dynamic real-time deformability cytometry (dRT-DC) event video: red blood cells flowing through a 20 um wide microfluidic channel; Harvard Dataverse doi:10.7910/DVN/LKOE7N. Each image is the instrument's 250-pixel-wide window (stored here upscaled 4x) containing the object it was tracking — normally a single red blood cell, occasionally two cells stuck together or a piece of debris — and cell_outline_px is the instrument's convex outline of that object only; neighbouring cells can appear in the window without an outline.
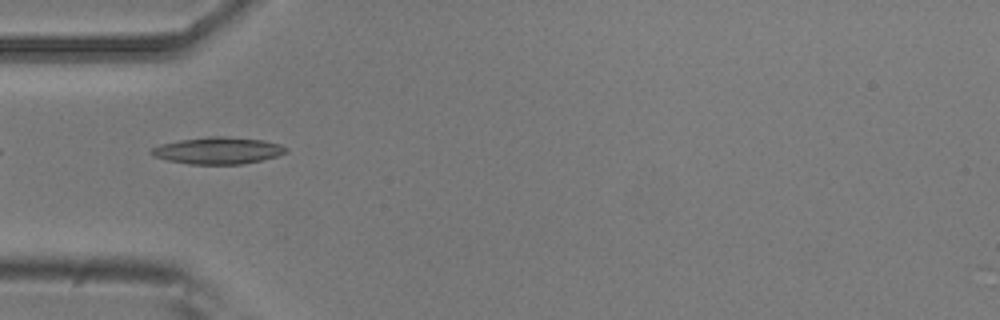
{"species": "common noctule bat (a hibernating species)", "species_latin": "Nyctalus noctula", "temperature_condition": "room temperature", "stored_images_in_passage": 5, "camera_frame_rate_fps": 3000, "um_per_image_px": 0.085, "animal": {"sex": "male", "body_mass_g": 20.5, "forearm_length_mm": 52.5}, "frame": {"image": 1, "passage_image": 2, "time_ms": 0.333, "image_size_px": [1000, 320], "cell_outline_px": [[288, 152], [276, 156], [260, 160], [240, 164], [188, 164], [168, 160], [152, 156], [148, 152], [152, 148], [160, 144], [180, 140], [208, 136], [228, 136], [264, 140], [280, 144], [288, 148]], "centroid_in_image_um": [18.51, 12.79], "position_along_channel_um": 66.5, "area_um2": 21.15}}
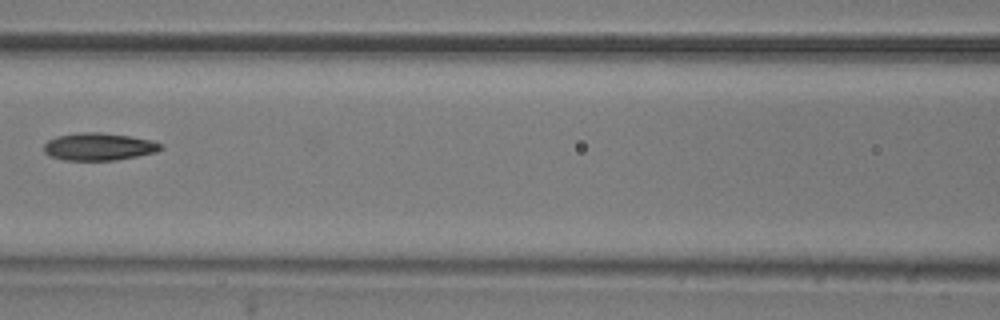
{"frame": {"image": 2, "passage_image": 4, "time_ms": 1.0, "image_size_px": [1000, 320], "cell_outline_px": [[164, 148], [156, 152], [116, 160], [64, 160], [52, 156], [44, 152], [44, 144], [48, 140], [56, 136], [80, 132], [100, 132], [128, 136], [152, 140], [164, 144]], "centroid_in_image_um": [8.42, 12.46], "position_along_channel_um": 158.2, "area_um2": 18.73}}
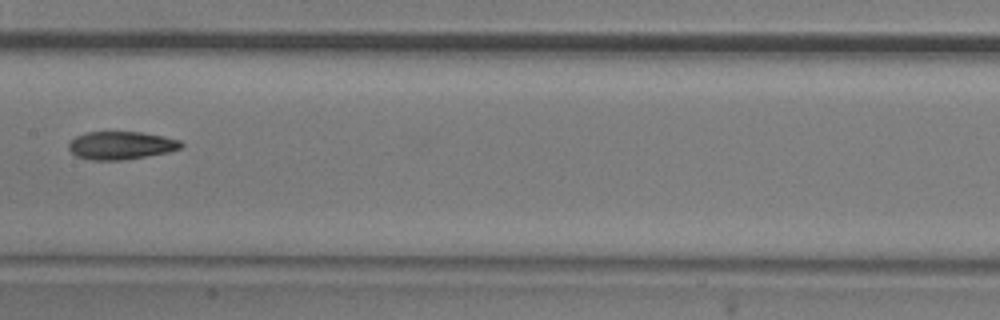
{"frame": {"image": 3, "passage_image": 5, "time_ms": 1.333, "image_size_px": [1000, 320], "cell_outline_px": [[184, 144], [180, 148], [168, 152], [148, 156], [124, 160], [92, 160], [76, 156], [68, 148], [68, 144], [76, 136], [88, 132], [140, 132], [164, 136], [180, 140]], "centroid_in_image_um": [10.3, 12.36], "position_along_channel_um": 197.1, "area_um2": 18.32}}